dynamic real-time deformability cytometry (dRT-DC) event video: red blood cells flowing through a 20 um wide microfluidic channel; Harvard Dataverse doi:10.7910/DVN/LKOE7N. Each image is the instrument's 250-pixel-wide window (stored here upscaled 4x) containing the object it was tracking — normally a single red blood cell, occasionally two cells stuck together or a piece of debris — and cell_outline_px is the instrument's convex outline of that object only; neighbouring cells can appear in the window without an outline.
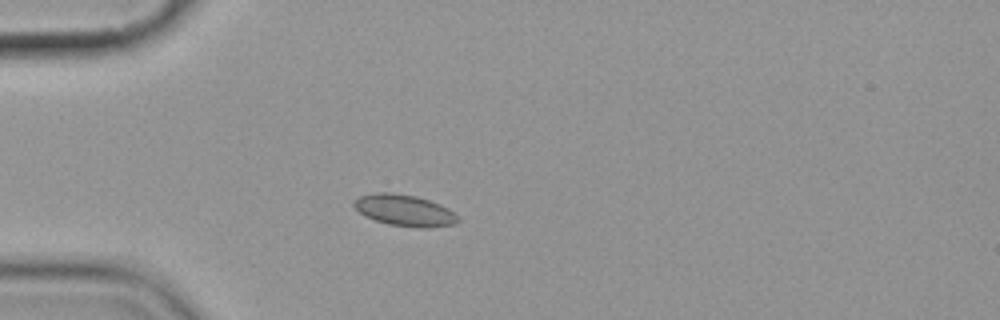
{"species": "common noctule bat (a hibernating species)", "species_latin": "Nyctalus noctula", "temperature_condition": "cold", "stored_images_in_passage": 6, "camera_frame_rate_fps": 3000, "um_per_image_px": 0.085, "animal": {"sex": "female", "body_mass_g": 19.9}, "frame": {"image": 1, "passage_image": 6, "time_ms": 6.667, "image_size_px": [1000, 320], "cell_outline_px": [[460, 220], [452, 224], [424, 228], [420, 228], [388, 224], [364, 216], [352, 204], [352, 200], [360, 196], [376, 192], [392, 192], [416, 196], [440, 204], [448, 208], [460, 216]], "centroid_in_image_um": [34.37, 17.87], "position_along_channel_um": 50.6, "area_um2": 19.07}}